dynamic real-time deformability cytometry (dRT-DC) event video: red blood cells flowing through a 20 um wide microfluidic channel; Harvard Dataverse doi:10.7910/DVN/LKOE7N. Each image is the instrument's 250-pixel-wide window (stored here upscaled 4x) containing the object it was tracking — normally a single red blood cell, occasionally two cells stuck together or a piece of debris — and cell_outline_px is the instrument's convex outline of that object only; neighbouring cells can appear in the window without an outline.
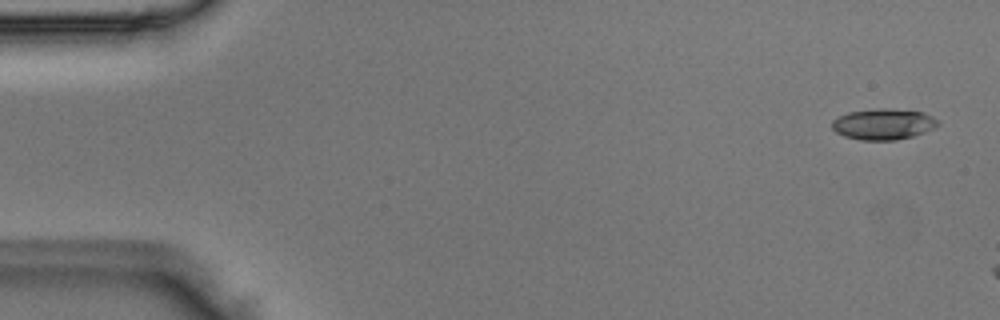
{"species": "Egyptian fruit bat (a non-hibernating species)", "species_latin": "Rousettus aegyptiacus", "temperature_condition": "room temperature", "stored_images_in_passage": 3, "camera_frame_rate_fps": 3000, "um_per_image_px": 0.085, "animal": {"sex": "male"}, "frame": {"image": 1, "passage_image": 1, "time_ms": 0.0, "image_size_px": [1000, 320], "cell_outline_px": [[940, 124], [936, 128], [912, 136], [896, 140], [860, 140], [844, 136], [836, 132], [832, 128], [832, 120], [848, 112], [880, 108], [888, 108], [924, 112], [932, 116]], "centroid_in_image_um": [75.09, 10.55], "position_along_channel_um": 9.9, "area_um2": 19.13}}